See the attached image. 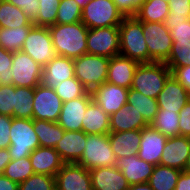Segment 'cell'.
I'll use <instances>...</instances> for the list:
<instances>
[{
    "mask_svg": "<svg viewBox=\"0 0 190 190\" xmlns=\"http://www.w3.org/2000/svg\"><path fill=\"white\" fill-rule=\"evenodd\" d=\"M174 190H190V172H181Z\"/></svg>",
    "mask_w": 190,
    "mask_h": 190,
    "instance_id": "cell-51",
    "label": "cell"
},
{
    "mask_svg": "<svg viewBox=\"0 0 190 190\" xmlns=\"http://www.w3.org/2000/svg\"><path fill=\"white\" fill-rule=\"evenodd\" d=\"M82 9L75 0H60L56 24H72L81 21Z\"/></svg>",
    "mask_w": 190,
    "mask_h": 190,
    "instance_id": "cell-37",
    "label": "cell"
},
{
    "mask_svg": "<svg viewBox=\"0 0 190 190\" xmlns=\"http://www.w3.org/2000/svg\"><path fill=\"white\" fill-rule=\"evenodd\" d=\"M34 88L15 86L13 117L33 119Z\"/></svg>",
    "mask_w": 190,
    "mask_h": 190,
    "instance_id": "cell-33",
    "label": "cell"
},
{
    "mask_svg": "<svg viewBox=\"0 0 190 190\" xmlns=\"http://www.w3.org/2000/svg\"><path fill=\"white\" fill-rule=\"evenodd\" d=\"M169 69L172 76L190 92V66Z\"/></svg>",
    "mask_w": 190,
    "mask_h": 190,
    "instance_id": "cell-50",
    "label": "cell"
},
{
    "mask_svg": "<svg viewBox=\"0 0 190 190\" xmlns=\"http://www.w3.org/2000/svg\"><path fill=\"white\" fill-rule=\"evenodd\" d=\"M120 54L137 63H150L142 21L135 16H125L119 25Z\"/></svg>",
    "mask_w": 190,
    "mask_h": 190,
    "instance_id": "cell-2",
    "label": "cell"
},
{
    "mask_svg": "<svg viewBox=\"0 0 190 190\" xmlns=\"http://www.w3.org/2000/svg\"><path fill=\"white\" fill-rule=\"evenodd\" d=\"M63 101L55 90L39 84L34 88L33 119L57 122Z\"/></svg>",
    "mask_w": 190,
    "mask_h": 190,
    "instance_id": "cell-12",
    "label": "cell"
},
{
    "mask_svg": "<svg viewBox=\"0 0 190 190\" xmlns=\"http://www.w3.org/2000/svg\"><path fill=\"white\" fill-rule=\"evenodd\" d=\"M74 77L75 69L73 59L56 56L43 67L41 84L55 89L62 81Z\"/></svg>",
    "mask_w": 190,
    "mask_h": 190,
    "instance_id": "cell-19",
    "label": "cell"
},
{
    "mask_svg": "<svg viewBox=\"0 0 190 190\" xmlns=\"http://www.w3.org/2000/svg\"><path fill=\"white\" fill-rule=\"evenodd\" d=\"M127 190H153L148 183L129 185Z\"/></svg>",
    "mask_w": 190,
    "mask_h": 190,
    "instance_id": "cell-54",
    "label": "cell"
},
{
    "mask_svg": "<svg viewBox=\"0 0 190 190\" xmlns=\"http://www.w3.org/2000/svg\"><path fill=\"white\" fill-rule=\"evenodd\" d=\"M163 23L170 31L173 43H190V20Z\"/></svg>",
    "mask_w": 190,
    "mask_h": 190,
    "instance_id": "cell-44",
    "label": "cell"
},
{
    "mask_svg": "<svg viewBox=\"0 0 190 190\" xmlns=\"http://www.w3.org/2000/svg\"><path fill=\"white\" fill-rule=\"evenodd\" d=\"M32 27L0 28V46L8 51L17 52L22 50L23 43L28 37Z\"/></svg>",
    "mask_w": 190,
    "mask_h": 190,
    "instance_id": "cell-35",
    "label": "cell"
},
{
    "mask_svg": "<svg viewBox=\"0 0 190 190\" xmlns=\"http://www.w3.org/2000/svg\"><path fill=\"white\" fill-rule=\"evenodd\" d=\"M22 51L28 54L41 67L53 60L57 54L53 48L48 27L33 25L23 43Z\"/></svg>",
    "mask_w": 190,
    "mask_h": 190,
    "instance_id": "cell-9",
    "label": "cell"
},
{
    "mask_svg": "<svg viewBox=\"0 0 190 190\" xmlns=\"http://www.w3.org/2000/svg\"><path fill=\"white\" fill-rule=\"evenodd\" d=\"M109 59L105 56L88 53L73 59L75 78L88 92H92L106 82Z\"/></svg>",
    "mask_w": 190,
    "mask_h": 190,
    "instance_id": "cell-4",
    "label": "cell"
},
{
    "mask_svg": "<svg viewBox=\"0 0 190 190\" xmlns=\"http://www.w3.org/2000/svg\"><path fill=\"white\" fill-rule=\"evenodd\" d=\"M20 8L30 21H34L39 10V0H6Z\"/></svg>",
    "mask_w": 190,
    "mask_h": 190,
    "instance_id": "cell-46",
    "label": "cell"
},
{
    "mask_svg": "<svg viewBox=\"0 0 190 190\" xmlns=\"http://www.w3.org/2000/svg\"><path fill=\"white\" fill-rule=\"evenodd\" d=\"M32 174L34 171L29 157L11 160L3 172L4 176L18 184L27 180Z\"/></svg>",
    "mask_w": 190,
    "mask_h": 190,
    "instance_id": "cell-36",
    "label": "cell"
},
{
    "mask_svg": "<svg viewBox=\"0 0 190 190\" xmlns=\"http://www.w3.org/2000/svg\"><path fill=\"white\" fill-rule=\"evenodd\" d=\"M171 75V70L163 62L138 64L130 89L157 99Z\"/></svg>",
    "mask_w": 190,
    "mask_h": 190,
    "instance_id": "cell-3",
    "label": "cell"
},
{
    "mask_svg": "<svg viewBox=\"0 0 190 190\" xmlns=\"http://www.w3.org/2000/svg\"><path fill=\"white\" fill-rule=\"evenodd\" d=\"M178 126L181 136L190 137V101L179 112Z\"/></svg>",
    "mask_w": 190,
    "mask_h": 190,
    "instance_id": "cell-49",
    "label": "cell"
},
{
    "mask_svg": "<svg viewBox=\"0 0 190 190\" xmlns=\"http://www.w3.org/2000/svg\"><path fill=\"white\" fill-rule=\"evenodd\" d=\"M19 184L0 174V190H18Z\"/></svg>",
    "mask_w": 190,
    "mask_h": 190,
    "instance_id": "cell-52",
    "label": "cell"
},
{
    "mask_svg": "<svg viewBox=\"0 0 190 190\" xmlns=\"http://www.w3.org/2000/svg\"><path fill=\"white\" fill-rule=\"evenodd\" d=\"M142 26L150 63H165L168 60L173 45L170 31L164 23L142 22Z\"/></svg>",
    "mask_w": 190,
    "mask_h": 190,
    "instance_id": "cell-8",
    "label": "cell"
},
{
    "mask_svg": "<svg viewBox=\"0 0 190 190\" xmlns=\"http://www.w3.org/2000/svg\"><path fill=\"white\" fill-rule=\"evenodd\" d=\"M59 3L60 0H39V10L33 24L46 27L56 24Z\"/></svg>",
    "mask_w": 190,
    "mask_h": 190,
    "instance_id": "cell-38",
    "label": "cell"
},
{
    "mask_svg": "<svg viewBox=\"0 0 190 190\" xmlns=\"http://www.w3.org/2000/svg\"><path fill=\"white\" fill-rule=\"evenodd\" d=\"M56 177L34 173L27 180L19 183L18 190H56Z\"/></svg>",
    "mask_w": 190,
    "mask_h": 190,
    "instance_id": "cell-41",
    "label": "cell"
},
{
    "mask_svg": "<svg viewBox=\"0 0 190 190\" xmlns=\"http://www.w3.org/2000/svg\"><path fill=\"white\" fill-rule=\"evenodd\" d=\"M165 64L168 68L190 66V43H173Z\"/></svg>",
    "mask_w": 190,
    "mask_h": 190,
    "instance_id": "cell-40",
    "label": "cell"
},
{
    "mask_svg": "<svg viewBox=\"0 0 190 190\" xmlns=\"http://www.w3.org/2000/svg\"><path fill=\"white\" fill-rule=\"evenodd\" d=\"M127 103H129L131 108L136 112L141 113L143 118L149 124L154 120L157 112L159 111L157 99L149 98L139 91L133 89L128 90Z\"/></svg>",
    "mask_w": 190,
    "mask_h": 190,
    "instance_id": "cell-31",
    "label": "cell"
},
{
    "mask_svg": "<svg viewBox=\"0 0 190 190\" xmlns=\"http://www.w3.org/2000/svg\"><path fill=\"white\" fill-rule=\"evenodd\" d=\"M124 17L113 0H91L82 8L81 22L95 29L119 26Z\"/></svg>",
    "mask_w": 190,
    "mask_h": 190,
    "instance_id": "cell-6",
    "label": "cell"
},
{
    "mask_svg": "<svg viewBox=\"0 0 190 190\" xmlns=\"http://www.w3.org/2000/svg\"><path fill=\"white\" fill-rule=\"evenodd\" d=\"M185 171L190 172V154H189L188 161L185 167Z\"/></svg>",
    "mask_w": 190,
    "mask_h": 190,
    "instance_id": "cell-56",
    "label": "cell"
},
{
    "mask_svg": "<svg viewBox=\"0 0 190 190\" xmlns=\"http://www.w3.org/2000/svg\"><path fill=\"white\" fill-rule=\"evenodd\" d=\"M34 24L23 11L7 2L0 0V28L14 29L17 27H32Z\"/></svg>",
    "mask_w": 190,
    "mask_h": 190,
    "instance_id": "cell-30",
    "label": "cell"
},
{
    "mask_svg": "<svg viewBox=\"0 0 190 190\" xmlns=\"http://www.w3.org/2000/svg\"><path fill=\"white\" fill-rule=\"evenodd\" d=\"M115 166L122 172L129 185L147 183L155 165L132 154L116 159Z\"/></svg>",
    "mask_w": 190,
    "mask_h": 190,
    "instance_id": "cell-18",
    "label": "cell"
},
{
    "mask_svg": "<svg viewBox=\"0 0 190 190\" xmlns=\"http://www.w3.org/2000/svg\"><path fill=\"white\" fill-rule=\"evenodd\" d=\"M169 15L164 22H186L190 20V0H170Z\"/></svg>",
    "mask_w": 190,
    "mask_h": 190,
    "instance_id": "cell-42",
    "label": "cell"
},
{
    "mask_svg": "<svg viewBox=\"0 0 190 190\" xmlns=\"http://www.w3.org/2000/svg\"><path fill=\"white\" fill-rule=\"evenodd\" d=\"M10 153L8 148L0 149V174H3L5 167L10 163Z\"/></svg>",
    "mask_w": 190,
    "mask_h": 190,
    "instance_id": "cell-53",
    "label": "cell"
},
{
    "mask_svg": "<svg viewBox=\"0 0 190 190\" xmlns=\"http://www.w3.org/2000/svg\"><path fill=\"white\" fill-rule=\"evenodd\" d=\"M139 63L121 54L109 59L107 82L130 89Z\"/></svg>",
    "mask_w": 190,
    "mask_h": 190,
    "instance_id": "cell-21",
    "label": "cell"
},
{
    "mask_svg": "<svg viewBox=\"0 0 190 190\" xmlns=\"http://www.w3.org/2000/svg\"><path fill=\"white\" fill-rule=\"evenodd\" d=\"M55 177L56 190H92L89 170L77 163H64Z\"/></svg>",
    "mask_w": 190,
    "mask_h": 190,
    "instance_id": "cell-13",
    "label": "cell"
},
{
    "mask_svg": "<svg viewBox=\"0 0 190 190\" xmlns=\"http://www.w3.org/2000/svg\"><path fill=\"white\" fill-rule=\"evenodd\" d=\"M150 125L166 137L180 135L179 112L159 109Z\"/></svg>",
    "mask_w": 190,
    "mask_h": 190,
    "instance_id": "cell-34",
    "label": "cell"
},
{
    "mask_svg": "<svg viewBox=\"0 0 190 190\" xmlns=\"http://www.w3.org/2000/svg\"><path fill=\"white\" fill-rule=\"evenodd\" d=\"M169 12V3L162 0H145L134 16L142 22L163 23Z\"/></svg>",
    "mask_w": 190,
    "mask_h": 190,
    "instance_id": "cell-32",
    "label": "cell"
},
{
    "mask_svg": "<svg viewBox=\"0 0 190 190\" xmlns=\"http://www.w3.org/2000/svg\"><path fill=\"white\" fill-rule=\"evenodd\" d=\"M109 141L116 159L137 154L141 142V130L110 132Z\"/></svg>",
    "mask_w": 190,
    "mask_h": 190,
    "instance_id": "cell-27",
    "label": "cell"
},
{
    "mask_svg": "<svg viewBox=\"0 0 190 190\" xmlns=\"http://www.w3.org/2000/svg\"><path fill=\"white\" fill-rule=\"evenodd\" d=\"M87 53L108 58L119 55V26L88 29Z\"/></svg>",
    "mask_w": 190,
    "mask_h": 190,
    "instance_id": "cell-10",
    "label": "cell"
},
{
    "mask_svg": "<svg viewBox=\"0 0 190 190\" xmlns=\"http://www.w3.org/2000/svg\"><path fill=\"white\" fill-rule=\"evenodd\" d=\"M54 90L63 103L82 97L87 92L84 86L75 77L62 81Z\"/></svg>",
    "mask_w": 190,
    "mask_h": 190,
    "instance_id": "cell-39",
    "label": "cell"
},
{
    "mask_svg": "<svg viewBox=\"0 0 190 190\" xmlns=\"http://www.w3.org/2000/svg\"><path fill=\"white\" fill-rule=\"evenodd\" d=\"M13 117L0 114V149L8 148L10 145V128Z\"/></svg>",
    "mask_w": 190,
    "mask_h": 190,
    "instance_id": "cell-47",
    "label": "cell"
},
{
    "mask_svg": "<svg viewBox=\"0 0 190 190\" xmlns=\"http://www.w3.org/2000/svg\"><path fill=\"white\" fill-rule=\"evenodd\" d=\"M91 100V92L87 91L82 97L64 102L57 123L65 131H82V118Z\"/></svg>",
    "mask_w": 190,
    "mask_h": 190,
    "instance_id": "cell-16",
    "label": "cell"
},
{
    "mask_svg": "<svg viewBox=\"0 0 190 190\" xmlns=\"http://www.w3.org/2000/svg\"><path fill=\"white\" fill-rule=\"evenodd\" d=\"M10 145L8 147L11 160H18L29 155L40 146L34 131L33 119L14 118L10 128Z\"/></svg>",
    "mask_w": 190,
    "mask_h": 190,
    "instance_id": "cell-5",
    "label": "cell"
},
{
    "mask_svg": "<svg viewBox=\"0 0 190 190\" xmlns=\"http://www.w3.org/2000/svg\"><path fill=\"white\" fill-rule=\"evenodd\" d=\"M162 1H165L166 3H169V2H170V0H162Z\"/></svg>",
    "mask_w": 190,
    "mask_h": 190,
    "instance_id": "cell-57",
    "label": "cell"
},
{
    "mask_svg": "<svg viewBox=\"0 0 190 190\" xmlns=\"http://www.w3.org/2000/svg\"><path fill=\"white\" fill-rule=\"evenodd\" d=\"M181 170L155 165L147 182L153 190H174L181 174Z\"/></svg>",
    "mask_w": 190,
    "mask_h": 190,
    "instance_id": "cell-29",
    "label": "cell"
},
{
    "mask_svg": "<svg viewBox=\"0 0 190 190\" xmlns=\"http://www.w3.org/2000/svg\"><path fill=\"white\" fill-rule=\"evenodd\" d=\"M128 88L104 82L92 92V99L109 115L120 110L127 103Z\"/></svg>",
    "mask_w": 190,
    "mask_h": 190,
    "instance_id": "cell-14",
    "label": "cell"
},
{
    "mask_svg": "<svg viewBox=\"0 0 190 190\" xmlns=\"http://www.w3.org/2000/svg\"><path fill=\"white\" fill-rule=\"evenodd\" d=\"M82 119V131L84 133H110V115L107 114L93 99L89 102Z\"/></svg>",
    "mask_w": 190,
    "mask_h": 190,
    "instance_id": "cell-26",
    "label": "cell"
},
{
    "mask_svg": "<svg viewBox=\"0 0 190 190\" xmlns=\"http://www.w3.org/2000/svg\"><path fill=\"white\" fill-rule=\"evenodd\" d=\"M189 101V91L172 75L165 82L164 88L157 97L159 109L180 112Z\"/></svg>",
    "mask_w": 190,
    "mask_h": 190,
    "instance_id": "cell-20",
    "label": "cell"
},
{
    "mask_svg": "<svg viewBox=\"0 0 190 190\" xmlns=\"http://www.w3.org/2000/svg\"><path fill=\"white\" fill-rule=\"evenodd\" d=\"M168 137L161 134L151 125L141 129V142L138 157L153 165L160 164L163 148Z\"/></svg>",
    "mask_w": 190,
    "mask_h": 190,
    "instance_id": "cell-17",
    "label": "cell"
},
{
    "mask_svg": "<svg viewBox=\"0 0 190 190\" xmlns=\"http://www.w3.org/2000/svg\"><path fill=\"white\" fill-rule=\"evenodd\" d=\"M150 125L141 115L126 103L122 108L110 115V132L141 130Z\"/></svg>",
    "mask_w": 190,
    "mask_h": 190,
    "instance_id": "cell-25",
    "label": "cell"
},
{
    "mask_svg": "<svg viewBox=\"0 0 190 190\" xmlns=\"http://www.w3.org/2000/svg\"><path fill=\"white\" fill-rule=\"evenodd\" d=\"M33 126L42 147L55 148L65 131L57 122L46 120L33 119Z\"/></svg>",
    "mask_w": 190,
    "mask_h": 190,
    "instance_id": "cell-28",
    "label": "cell"
},
{
    "mask_svg": "<svg viewBox=\"0 0 190 190\" xmlns=\"http://www.w3.org/2000/svg\"><path fill=\"white\" fill-rule=\"evenodd\" d=\"M86 139L87 134L83 131H64L54 149L64 163H76L85 150Z\"/></svg>",
    "mask_w": 190,
    "mask_h": 190,
    "instance_id": "cell-23",
    "label": "cell"
},
{
    "mask_svg": "<svg viewBox=\"0 0 190 190\" xmlns=\"http://www.w3.org/2000/svg\"><path fill=\"white\" fill-rule=\"evenodd\" d=\"M92 190H127L129 183L116 167H98L89 170Z\"/></svg>",
    "mask_w": 190,
    "mask_h": 190,
    "instance_id": "cell-22",
    "label": "cell"
},
{
    "mask_svg": "<svg viewBox=\"0 0 190 190\" xmlns=\"http://www.w3.org/2000/svg\"><path fill=\"white\" fill-rule=\"evenodd\" d=\"M190 154V137H169L161 155L160 165L185 170Z\"/></svg>",
    "mask_w": 190,
    "mask_h": 190,
    "instance_id": "cell-15",
    "label": "cell"
},
{
    "mask_svg": "<svg viewBox=\"0 0 190 190\" xmlns=\"http://www.w3.org/2000/svg\"><path fill=\"white\" fill-rule=\"evenodd\" d=\"M11 67L13 86L35 88L41 84L43 67L22 50L13 52Z\"/></svg>",
    "mask_w": 190,
    "mask_h": 190,
    "instance_id": "cell-11",
    "label": "cell"
},
{
    "mask_svg": "<svg viewBox=\"0 0 190 190\" xmlns=\"http://www.w3.org/2000/svg\"><path fill=\"white\" fill-rule=\"evenodd\" d=\"M57 56L76 59L87 54L88 28L80 21L48 26Z\"/></svg>",
    "mask_w": 190,
    "mask_h": 190,
    "instance_id": "cell-1",
    "label": "cell"
},
{
    "mask_svg": "<svg viewBox=\"0 0 190 190\" xmlns=\"http://www.w3.org/2000/svg\"><path fill=\"white\" fill-rule=\"evenodd\" d=\"M12 60L13 52L0 46V86L13 85Z\"/></svg>",
    "mask_w": 190,
    "mask_h": 190,
    "instance_id": "cell-43",
    "label": "cell"
},
{
    "mask_svg": "<svg viewBox=\"0 0 190 190\" xmlns=\"http://www.w3.org/2000/svg\"><path fill=\"white\" fill-rule=\"evenodd\" d=\"M145 0H113L124 16H134Z\"/></svg>",
    "mask_w": 190,
    "mask_h": 190,
    "instance_id": "cell-48",
    "label": "cell"
},
{
    "mask_svg": "<svg viewBox=\"0 0 190 190\" xmlns=\"http://www.w3.org/2000/svg\"><path fill=\"white\" fill-rule=\"evenodd\" d=\"M85 150L76 162L88 170L98 167H113L116 157L108 134H87Z\"/></svg>",
    "mask_w": 190,
    "mask_h": 190,
    "instance_id": "cell-7",
    "label": "cell"
},
{
    "mask_svg": "<svg viewBox=\"0 0 190 190\" xmlns=\"http://www.w3.org/2000/svg\"><path fill=\"white\" fill-rule=\"evenodd\" d=\"M79 7L82 9L91 0H75Z\"/></svg>",
    "mask_w": 190,
    "mask_h": 190,
    "instance_id": "cell-55",
    "label": "cell"
},
{
    "mask_svg": "<svg viewBox=\"0 0 190 190\" xmlns=\"http://www.w3.org/2000/svg\"><path fill=\"white\" fill-rule=\"evenodd\" d=\"M34 173L55 177L64 162L58 152L51 147L39 146L29 155Z\"/></svg>",
    "mask_w": 190,
    "mask_h": 190,
    "instance_id": "cell-24",
    "label": "cell"
},
{
    "mask_svg": "<svg viewBox=\"0 0 190 190\" xmlns=\"http://www.w3.org/2000/svg\"><path fill=\"white\" fill-rule=\"evenodd\" d=\"M15 86H0V114L13 117Z\"/></svg>",
    "mask_w": 190,
    "mask_h": 190,
    "instance_id": "cell-45",
    "label": "cell"
}]
</instances>
